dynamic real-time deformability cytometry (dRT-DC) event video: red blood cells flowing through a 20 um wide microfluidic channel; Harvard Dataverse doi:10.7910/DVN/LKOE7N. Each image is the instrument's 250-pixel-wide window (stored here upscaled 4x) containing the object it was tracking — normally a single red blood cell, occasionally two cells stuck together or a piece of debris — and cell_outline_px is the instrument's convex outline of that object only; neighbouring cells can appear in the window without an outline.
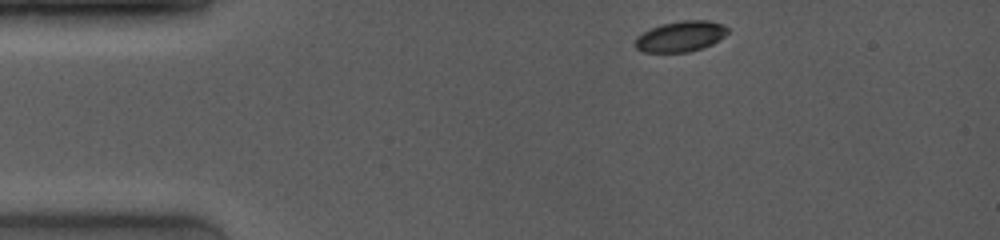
{"species": "common noctule bat (a hibernating species)", "species_latin": "Nyctalus noctula", "temperature_condition": "room temperature", "stored_images_in_passage": 37, "camera_frame_rate_fps": 4000, "um_per_image_px": 0.085, "animal": {"sex": "female", "body_mass_g": 19.0, "forearm_length_mm": 53.3}, "frame": {"image": 1, "passage_image": 1, "time_ms": 0.0, "image_size_px": [1000, 240], "cell_outline_px": [[728, 32], [720, 40], [712, 44], [688, 52], [644, 52], [636, 48], [636, 36], [660, 24], [680, 20], [708, 20], [724, 24], [728, 28]], "centroid_in_image_um": [57.88, 3.08], "position_along_channel_um": 27.1, "area_um2": 16.53}}
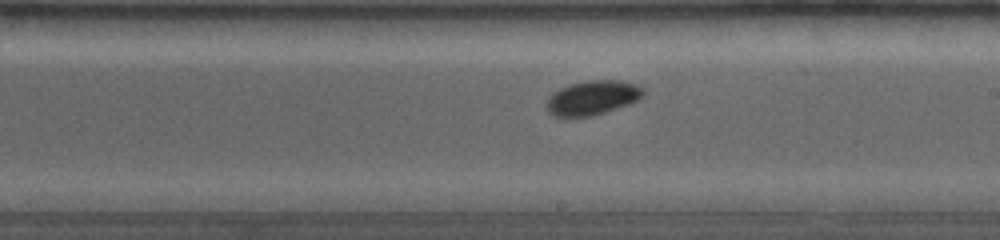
{"frame": {"image": 2, "passage_image": 19, "time_ms": 6.75, "image_size_px": [1000, 240], "cell_outline_px": [[644, 96], [628, 104], [592, 116], [552, 116], [548, 112], [548, 96], [552, 92], [568, 84], [588, 80], [620, 80], [636, 84], [644, 88]], "centroid_in_image_um": [50.36, 8.29], "position_along_channel_um": 238.6, "area_um2": 19.31}}
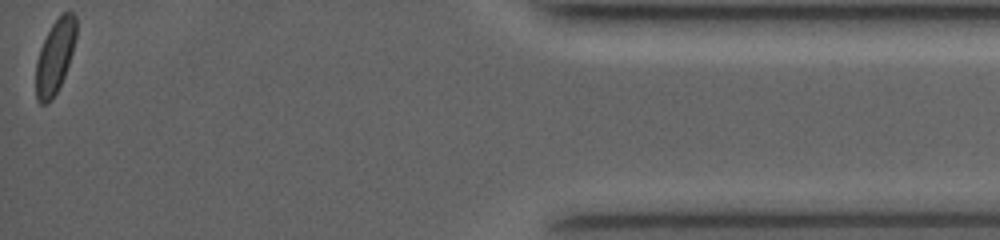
{"frame": {"image": 3, "passage_image": 36, "time_ms": 13.0, "image_size_px": [1000, 240], "cell_outline_px": [[76, 36], [72, 52], [64, 76], [52, 100], [48, 104], [40, 104], [36, 100], [36, 60], [40, 48], [52, 24], [64, 12], [72, 12], [76, 16]], "centroid_in_image_um": [4.66, 4.84], "position_along_channel_um": 430.5, "area_um2": 17.17}, "authors_computed_cell_mechanics": {"area_um2": 17.7446, "velocity_mm_per_s": 4.0652, "shape_relaxation_time_tau1_ms": 1.9186, "shape_relaxation_time_tau2_ms": null, "deformation_change_tau1": 0.0403, "deformation_change_tau2": null}}